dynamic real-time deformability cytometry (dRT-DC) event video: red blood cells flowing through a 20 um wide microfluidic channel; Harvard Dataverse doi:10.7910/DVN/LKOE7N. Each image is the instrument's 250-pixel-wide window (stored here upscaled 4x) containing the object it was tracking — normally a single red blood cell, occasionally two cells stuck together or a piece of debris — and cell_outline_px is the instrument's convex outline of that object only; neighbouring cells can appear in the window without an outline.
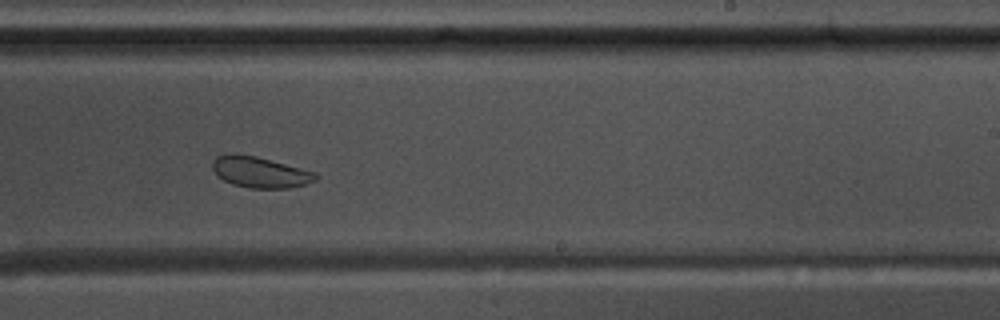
{"species": "common noctule bat (a hibernating species)", "species_latin": "Nyctalus noctula", "temperature_condition": "warm", "stored_images_in_passage": 31, "camera_frame_rate_fps": 3000, "um_per_image_px": 0.085, "animal": {"sex": "male", "body_mass_g": 17.5, "forearm_length_mm": 52.3}, "frame": {"image": 1, "passage_image": 18, "time_ms": 5.667, "image_size_px": [1000, 320], "cell_outline_px": [[320, 176], [316, 180], [304, 184], [288, 188], [248, 188], [232, 184], [216, 176], [212, 168], [212, 160], [216, 156], [228, 152], [232, 152], [256, 156], [316, 172]], "centroid_in_image_um": [22.05, 14.62], "position_along_channel_um": 266.9, "area_um2": 18.9}, "authors_computed_cell_mechanics": {"area_um2": 18.9006, "velocity_mm_per_s": 3.5811, "shape_relaxation_time_tau1_ms": 4.9946, "shape_relaxation_time_tau2_ms": 0.7421, "deformation_change_tau1": 0.0719, "deformation_change_tau2": 0.0443}}